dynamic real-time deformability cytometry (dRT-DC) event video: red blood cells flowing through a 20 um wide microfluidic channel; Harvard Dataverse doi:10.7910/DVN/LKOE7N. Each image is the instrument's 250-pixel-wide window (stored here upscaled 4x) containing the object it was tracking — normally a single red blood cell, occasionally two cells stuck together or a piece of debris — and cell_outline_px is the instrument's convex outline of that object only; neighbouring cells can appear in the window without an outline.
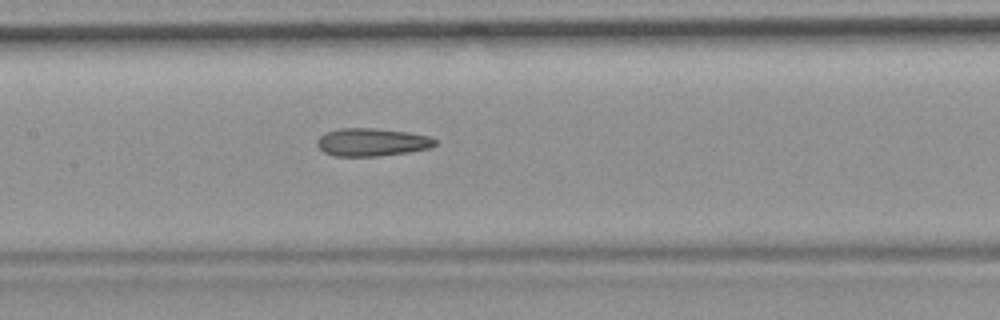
{"species": "common noctule bat (a hibernating species)", "species_latin": "Nyctalus noctula", "temperature_condition": "room temperature", "stored_images_in_passage": 8, "camera_frame_rate_fps": 3000, "um_per_image_px": 0.085, "animal": {"sex": "female", "body_mass_g": 19.9}, "frame": {"image": 1, "passage_image": 8, "time_ms": 9.0, "image_size_px": [1000, 320], "cell_outline_px": [[436, 144], [432, 148], [408, 152], [376, 156], [336, 156], [324, 152], [316, 144], [316, 140], [324, 132], [340, 128], [376, 128], [408, 132], [428, 136], [436, 140]], "centroid_in_image_um": [31.6, 12.08], "position_along_channel_um": 175.8, "area_um2": 19.25}}